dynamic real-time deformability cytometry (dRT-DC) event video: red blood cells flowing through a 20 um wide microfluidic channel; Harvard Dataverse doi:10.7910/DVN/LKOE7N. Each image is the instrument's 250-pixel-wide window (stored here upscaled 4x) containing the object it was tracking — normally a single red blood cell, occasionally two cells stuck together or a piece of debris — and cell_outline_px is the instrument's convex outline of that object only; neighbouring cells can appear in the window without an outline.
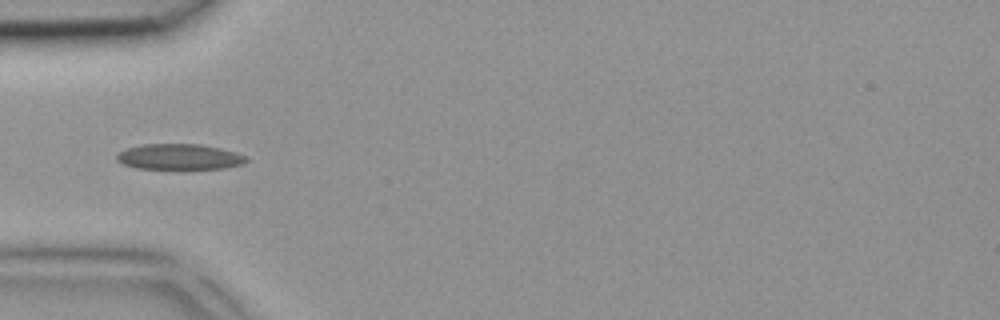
{"species": "common noctule bat (a hibernating species)", "species_latin": "Nyctalus noctula", "temperature_condition": "room temperature", "stored_images_in_passage": 3, "camera_frame_rate_fps": 3000, "um_per_image_px": 0.085, "animal": {"sex": "female", "body_mass_g": 18.4}, "frame": {"image": 1, "passage_image": 3, "time_ms": 0.667, "image_size_px": [1000, 320], "cell_outline_px": [[248, 160], [244, 164], [224, 168], [184, 172], [136, 168], [124, 164], [116, 160], [116, 156], [120, 152], [128, 148], [144, 144], [200, 144], [220, 148], [236, 152], [248, 156]], "centroid_in_image_um": [15.3, 13.39], "position_along_channel_um": 69.7, "area_um2": 20.46}}